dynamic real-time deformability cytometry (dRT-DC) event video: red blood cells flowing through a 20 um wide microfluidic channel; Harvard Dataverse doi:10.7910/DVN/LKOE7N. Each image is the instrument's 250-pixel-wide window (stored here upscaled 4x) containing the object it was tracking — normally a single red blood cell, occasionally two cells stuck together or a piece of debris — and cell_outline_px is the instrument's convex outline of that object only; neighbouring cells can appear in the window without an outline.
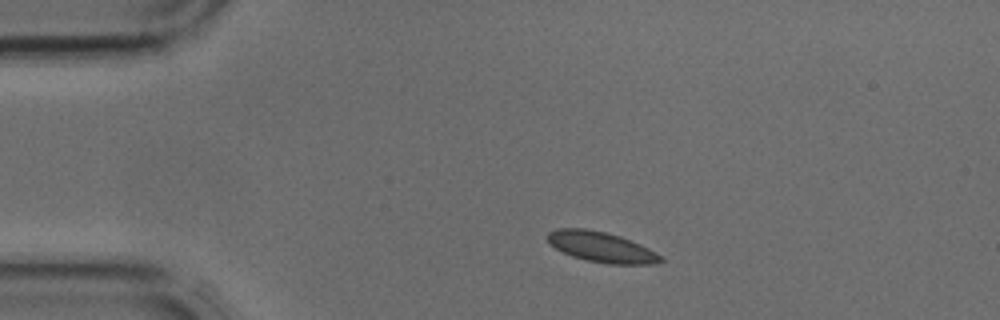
{"species": "common noctule bat (a hibernating species)", "species_latin": "Nyctalus noctula", "temperature_condition": "cold", "stored_images_in_passage": 35, "camera_frame_rate_fps": 3000, "um_per_image_px": 0.085, "animal": {"sex": "male", "body_mass_g": 17.9, "forearm_length_mm": 54.2}, "frame": {"image": 1, "passage_image": 1, "time_ms": 0.0, "image_size_px": [1000, 320], "cell_outline_px": [[664, 260], [652, 264], [608, 264], [588, 260], [572, 256], [556, 248], [548, 240], [548, 232], [556, 228], [584, 228], [604, 232], [620, 236], [640, 244], [656, 252]], "centroid_in_image_um": [51.12, 20.99], "position_along_channel_um": 33.9, "area_um2": 19.71}}
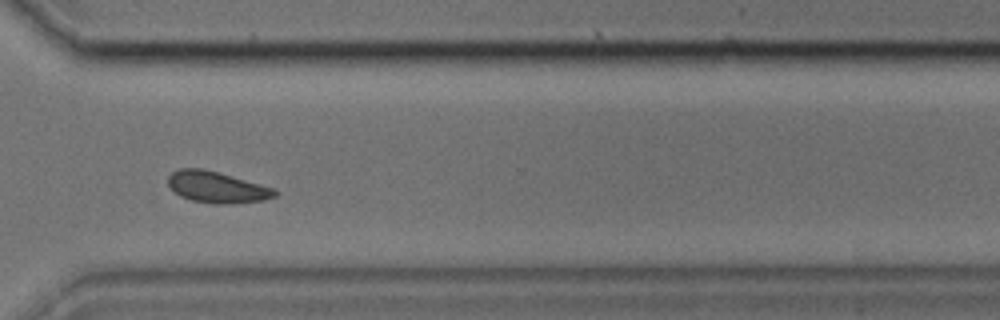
{"frame": {"image": 2, "passage_image": 24, "time_ms": 7.667, "image_size_px": [1000, 320], "cell_outline_px": [[276, 196], [264, 200], [228, 204], [212, 204], [192, 200], [180, 196], [168, 184], [168, 176], [172, 172], [180, 168], [204, 168], [232, 176], [272, 188], [276, 192]], "centroid_in_image_um": [18.39, 15.91], "position_along_channel_um": 352.2, "area_um2": 19.25}}
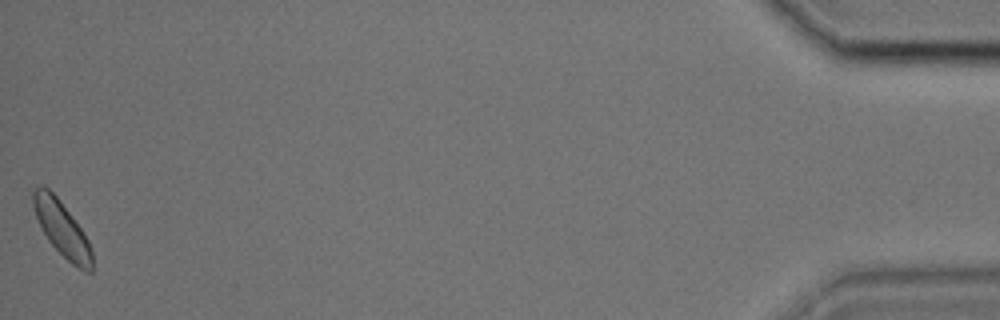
{"frame": {"image": 3, "passage_image": 35, "time_ms": 11.333, "image_size_px": [1000, 320], "cell_outline_px": [[92, 272], [84, 272], [72, 264], [48, 240], [36, 216], [32, 204], [32, 192], [36, 188], [44, 184], [56, 196], [80, 228], [88, 240], [92, 252]], "centroid_in_image_um": [5.26, 19.45], "position_along_channel_um": 429.9, "area_um2": 18.38}}